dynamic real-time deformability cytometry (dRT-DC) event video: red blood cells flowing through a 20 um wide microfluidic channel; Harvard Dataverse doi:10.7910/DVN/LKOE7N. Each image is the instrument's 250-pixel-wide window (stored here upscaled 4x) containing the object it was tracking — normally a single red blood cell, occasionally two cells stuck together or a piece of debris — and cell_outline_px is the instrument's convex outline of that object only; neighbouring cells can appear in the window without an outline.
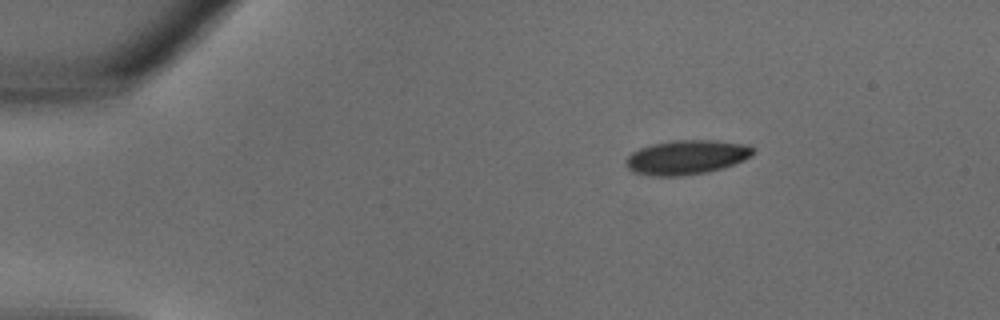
{"species": "common noctule bat (a hibernating species)", "species_latin": "Nyctalus noctula", "temperature_condition": "warm", "stored_images_in_passage": 30, "camera_frame_rate_fps": 3000, "um_per_image_px": 0.085, "animal": {"sex": "male", "body_mass_g": 18.8}, "frame": {"image": 1, "passage_image": 1, "time_ms": 0.0, "image_size_px": [1000, 320], "cell_outline_px": [[756, 148], [752, 156], [744, 160], [720, 168], [704, 172], [680, 176], [652, 176], [632, 172], [624, 164], [624, 160], [632, 152], [640, 148], [652, 144], [672, 140], [716, 140], [748, 144]], "centroid_in_image_um": [58.35, 13.35], "position_along_channel_um": 26.7, "area_um2": 25.61}}
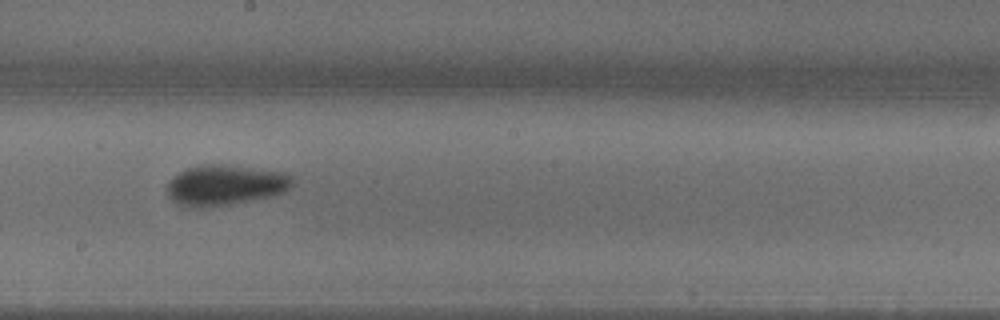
{"frame": {"image": 2, "passage_image": 15, "time_ms": 4.667, "image_size_px": [1000, 320], "cell_outline_px": [[296, 184], [292, 188], [284, 192], [272, 196], [208, 208], [188, 208], [176, 204], [168, 196], [168, 180], [180, 172], [188, 168], [200, 164], [224, 164], [288, 172], [296, 180]], "centroid_in_image_um": [19.19, 15.73], "position_along_channel_um": 229.0, "area_um2": 30.29}}
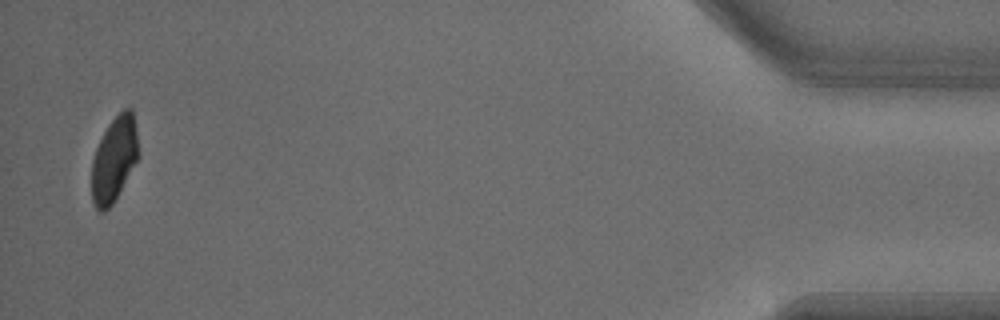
{"frame": {"image": 3, "passage_image": 29, "time_ms": 9.333, "image_size_px": [1000, 320], "cell_outline_px": [[140, 156], [112, 204], [104, 212], [100, 212], [96, 208], [92, 200], [92, 160], [96, 148], [108, 124], [124, 108], [132, 108], [140, 152]], "centroid_in_image_um": [9.72, 13.53], "position_along_channel_um": 425.5, "area_um2": 23.12}}